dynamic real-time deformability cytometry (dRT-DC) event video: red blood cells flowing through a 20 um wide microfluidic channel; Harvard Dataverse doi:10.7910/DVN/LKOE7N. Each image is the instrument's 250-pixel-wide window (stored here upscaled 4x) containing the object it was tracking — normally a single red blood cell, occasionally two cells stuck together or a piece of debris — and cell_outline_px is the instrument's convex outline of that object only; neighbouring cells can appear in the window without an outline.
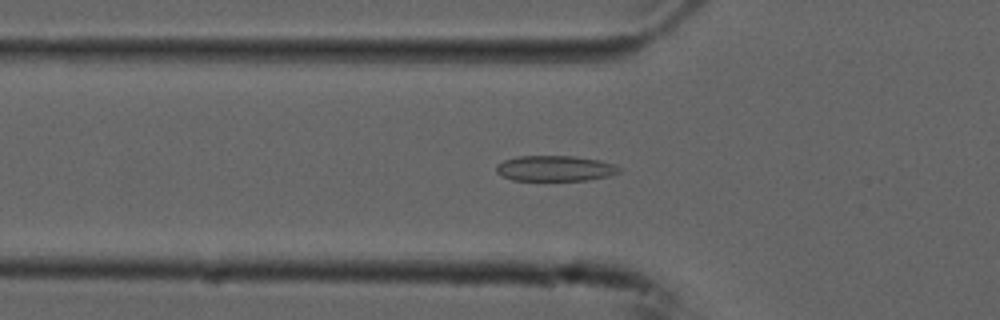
{"species": "common noctule bat (a hibernating species)", "species_latin": "Nyctalus noctula", "temperature_condition": "cold", "stored_images_in_passage": 31, "camera_frame_rate_fps": 3000, "um_per_image_px": 0.085, "animal": {"sex": "male", "forearm_length_mm": 52.5}, "frame": {"image": 1, "passage_image": 6, "time_ms": 1.667, "image_size_px": [1000, 320], "cell_outline_px": [[620, 172], [608, 176], [588, 180], [512, 180], [496, 172], [496, 164], [504, 160], [516, 156], [572, 156], [600, 160], [612, 164], [620, 168]], "centroid_in_image_um": [47.15, 14.31], "position_along_channel_um": 78.6, "area_um2": 18.21}}
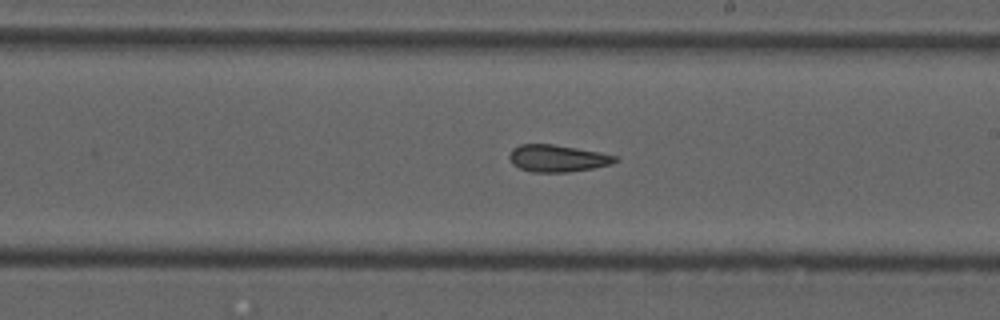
{"frame": {"image": 2, "passage_image": 19, "time_ms": 6.0, "image_size_px": [1000, 320], "cell_outline_px": [[620, 160], [612, 164], [592, 168], [568, 172], [532, 172], [520, 168], [512, 164], [508, 156], [512, 148], [520, 144], [552, 144], [600, 152], [616, 156]], "centroid_in_image_um": [47.37, 13.45], "position_along_channel_um": 241.6, "area_um2": 16.7}}
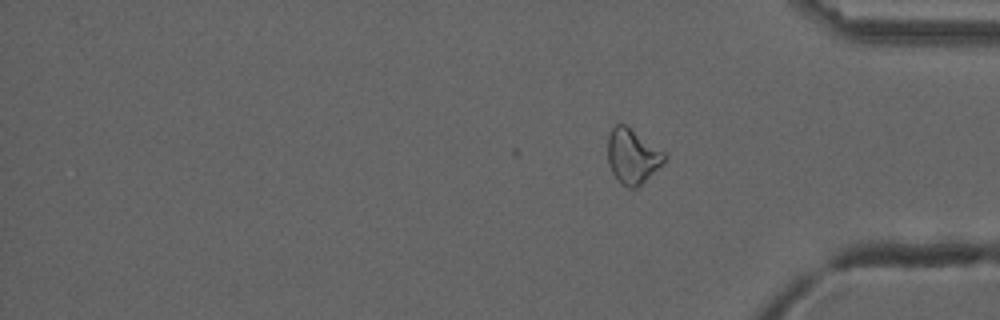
{"frame": {"image": 3, "passage_image": 31, "time_ms": 10.0, "image_size_px": [1000, 320], "cell_outline_px": [[668, 156], [636, 188], [628, 188], [620, 184], [612, 172], [608, 164], [608, 136], [612, 128], [616, 124], [624, 124], [664, 152]], "centroid_in_image_um": [53.71, 13.28], "position_along_channel_um": 381.5, "area_um2": 17.57}, "authors_computed_cell_mechanics": {"area_um2": 16.9354, "velocity_mm_per_s": 3.7482, "shape_relaxation_time_tau1_ms": null, "shape_relaxation_time_tau2_ms": 4.4704, "deformation_change_tau1": null, "deformation_change_tau2": 0.1176}}